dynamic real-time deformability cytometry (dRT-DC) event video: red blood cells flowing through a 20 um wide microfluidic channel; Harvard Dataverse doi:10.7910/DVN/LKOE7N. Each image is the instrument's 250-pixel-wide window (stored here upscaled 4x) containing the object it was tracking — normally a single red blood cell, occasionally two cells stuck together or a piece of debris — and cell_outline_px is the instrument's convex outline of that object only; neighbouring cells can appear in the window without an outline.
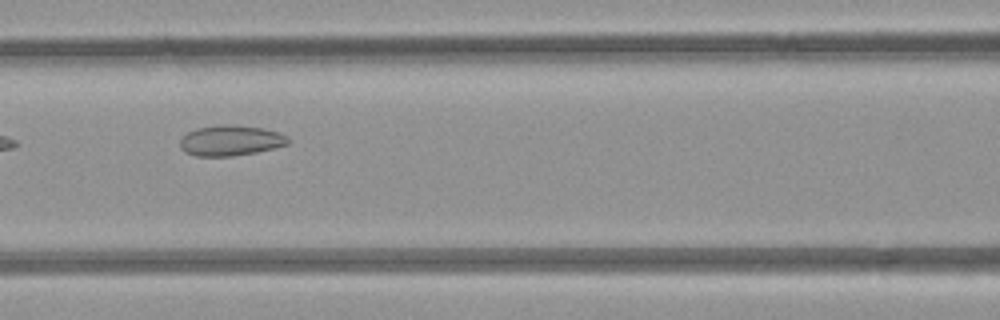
{"species": "common noctule bat (a hibernating species)", "species_latin": "Nyctalus noctula", "temperature_condition": "room temperature", "stored_images_in_passage": 9, "camera_frame_rate_fps": 3000, "um_per_image_px": 0.085, "animal": {"sex": "female", "body_mass_g": 21.9}, "frame": {"image": 1, "passage_image": 6, "time_ms": 6.667, "image_size_px": [1000, 320], "cell_outline_px": [[288, 144], [276, 148], [256, 152], [232, 156], [196, 156], [180, 148], [180, 140], [188, 132], [196, 128], [224, 124], [236, 124], [264, 128], [280, 132], [288, 136]], "centroid_in_image_um": [19.64, 11.93], "position_along_channel_um": 147.0, "area_um2": 19.31}}
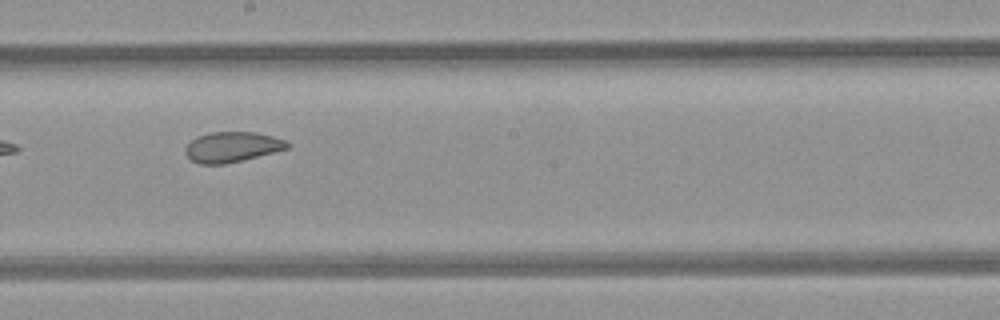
{"frame": {"image": 2, "passage_image": 8, "time_ms": 8.667, "image_size_px": [1000, 320], "cell_outline_px": [[288, 148], [224, 164], [200, 164], [192, 160], [184, 152], [184, 148], [196, 136], [208, 132], [256, 132], [272, 136], [284, 140], [288, 144]], "centroid_in_image_um": [19.66, 12.48], "position_along_channel_um": 228.5, "area_um2": 17.69}}
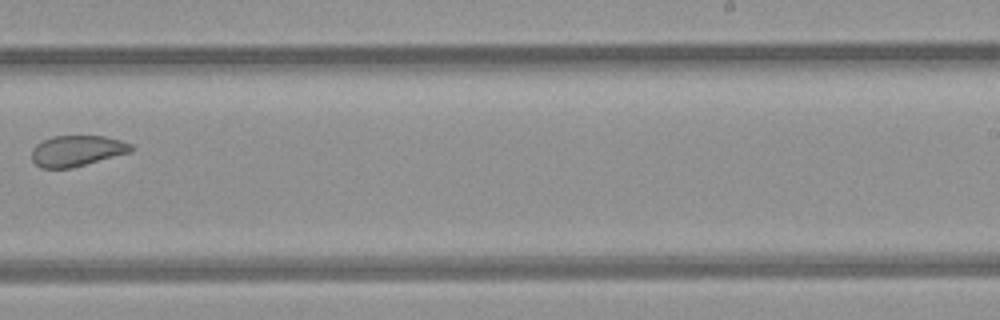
{"frame": {"image": 3, "passage_image": 9, "time_ms": 10.0, "image_size_px": [1000, 320], "cell_outline_px": [[132, 152], [72, 168], [40, 168], [32, 160], [32, 148], [36, 144], [52, 136], [104, 136], [120, 140], [132, 144]], "centroid_in_image_um": [6.54, 12.82], "position_along_channel_um": 282.5, "area_um2": 17.92}}